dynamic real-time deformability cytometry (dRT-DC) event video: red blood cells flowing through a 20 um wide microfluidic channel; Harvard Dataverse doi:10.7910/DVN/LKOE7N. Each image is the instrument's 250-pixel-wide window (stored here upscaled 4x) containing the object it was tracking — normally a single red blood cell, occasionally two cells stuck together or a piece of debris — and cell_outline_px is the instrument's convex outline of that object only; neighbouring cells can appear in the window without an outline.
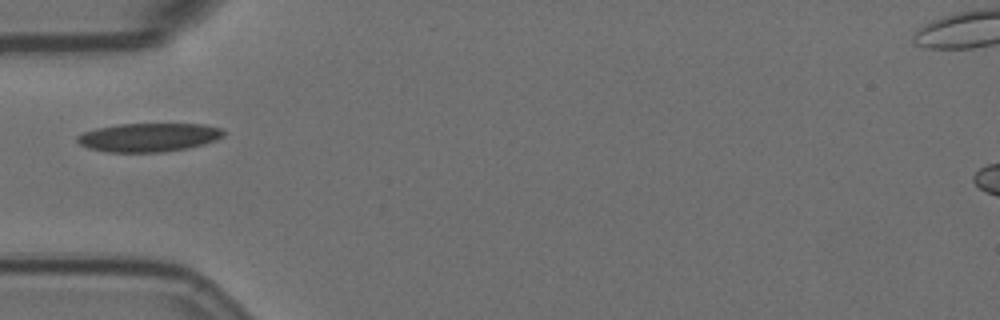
{"species": "Egyptian fruit bat (a non-hibernating species)", "species_latin": "Rousettus aegyptiacus", "temperature_condition": "room temperature", "stored_images_in_passage": 24, "camera_frame_rate_fps": 3000, "um_per_image_px": 0.085, "animal": {"sex": "female"}, "frame": {"image": 1, "passage_image": 1, "time_ms": 0.0, "image_size_px": [1000, 320], "cell_outline_px": [[224, 136], [216, 140], [204, 144], [188, 148], [164, 152], [108, 152], [88, 148], [80, 144], [76, 140], [76, 136], [84, 132], [96, 128], [116, 124], [204, 124], [220, 128], [224, 132]], "centroid_in_image_um": [12.63, 11.67], "position_along_channel_um": 72.4, "area_um2": 24.51}}
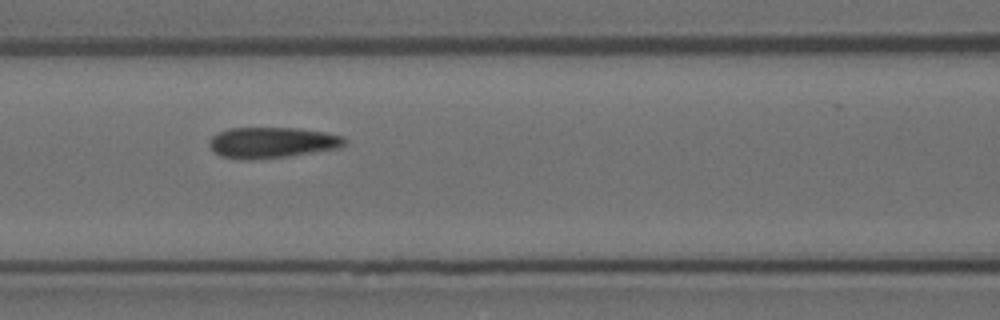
{"frame": {"image": 2, "passage_image": 7, "time_ms": 2.0, "image_size_px": [1000, 320], "cell_outline_px": [[348, 140], [340, 148], [288, 156], [248, 160], [220, 156], [208, 144], [208, 140], [212, 136], [228, 128], [300, 128], [324, 132], [344, 136]], "centroid_in_image_um": [23.14, 12.11], "position_along_channel_um": 143.5, "area_um2": 24.33}}
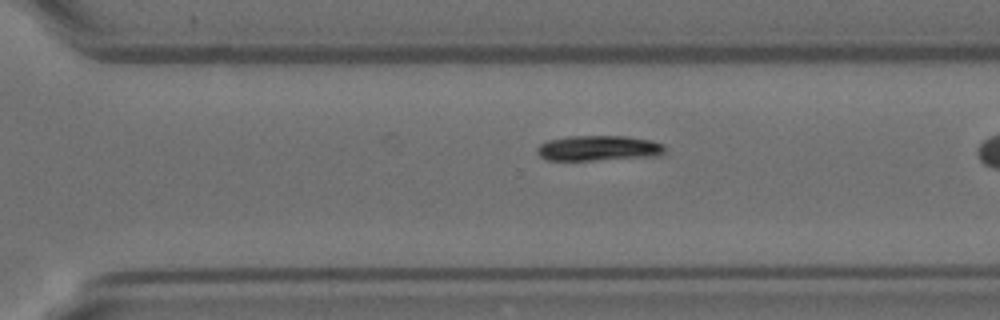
{"frame": {"image": 3, "passage_image": 19, "time_ms": 6.0, "image_size_px": [1000, 320], "cell_outline_px": [[664, 152], [660, 156], [592, 160], [548, 160], [540, 156], [536, 152], [536, 148], [540, 144], [548, 140], [568, 136], [628, 136], [652, 140], [664, 144]], "centroid_in_image_um": [50.89, 12.59], "position_along_channel_um": 319.7, "area_um2": 18.96}}